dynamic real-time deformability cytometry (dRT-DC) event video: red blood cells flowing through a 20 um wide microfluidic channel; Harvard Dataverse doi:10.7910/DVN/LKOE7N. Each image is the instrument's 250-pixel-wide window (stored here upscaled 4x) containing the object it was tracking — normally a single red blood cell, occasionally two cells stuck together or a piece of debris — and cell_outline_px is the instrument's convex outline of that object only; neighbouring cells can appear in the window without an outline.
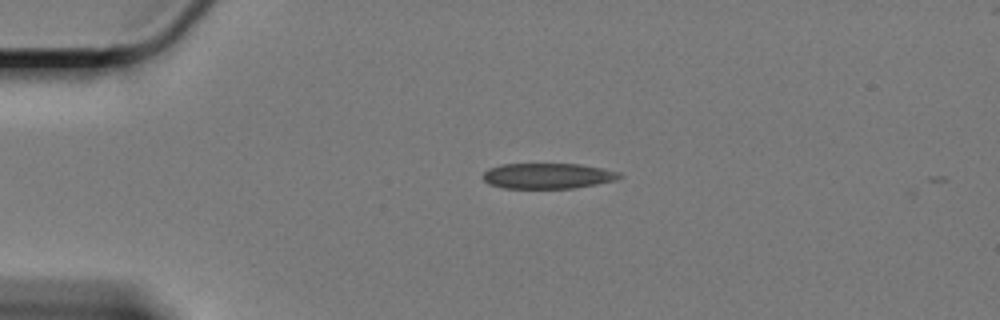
{"species": "Egyptian fruit bat (a non-hibernating species)", "species_latin": "Rousettus aegyptiacus", "temperature_condition": "cold", "stored_images_in_passage": 2, "camera_frame_rate_fps": 3000, "um_per_image_px": 0.085, "animal": {"sex": "female"}, "frame": {"image": 1, "passage_image": 1, "time_ms": 0.0, "image_size_px": [1000, 320], "cell_outline_px": [[624, 176], [616, 180], [596, 184], [572, 188], [504, 188], [488, 184], [484, 180], [484, 172], [488, 168], [500, 164], [580, 164], [604, 168], [620, 172]], "centroid_in_image_um": [46.58, 14.94], "position_along_channel_um": 38.4, "area_um2": 20.4}}